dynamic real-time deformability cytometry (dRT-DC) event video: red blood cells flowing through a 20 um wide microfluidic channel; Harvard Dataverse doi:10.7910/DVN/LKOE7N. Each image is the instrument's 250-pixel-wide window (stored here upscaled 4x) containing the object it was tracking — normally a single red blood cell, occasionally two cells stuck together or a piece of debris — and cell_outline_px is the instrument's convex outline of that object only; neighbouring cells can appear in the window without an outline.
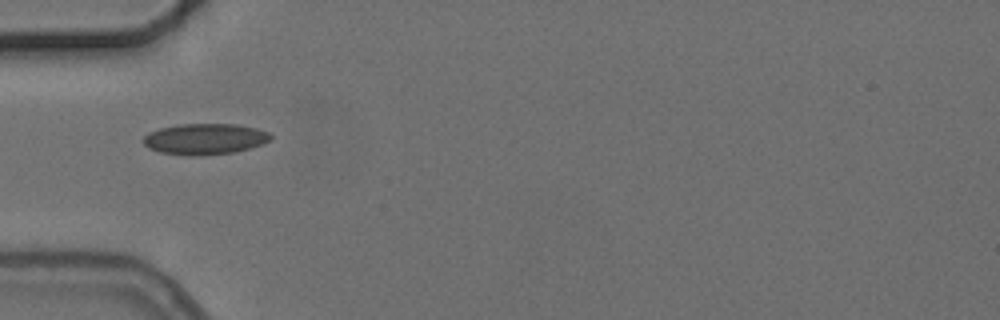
{"species": "common noctule bat (a hibernating species)", "species_latin": "Nyctalus noctula", "temperature_condition": "cold", "stored_images_in_passage": 1, "camera_frame_rate_fps": 3000, "um_per_image_px": 0.085, "animal": {"sex": "female", "body_mass_g": 24.6, "forearm_length_mm": 56.2}, "frame": {"image": 1, "passage_image": 1, "time_ms": 0.0, "image_size_px": [1000, 320], "cell_outline_px": [[272, 140], [264, 144], [236, 152], [196, 156], [188, 156], [160, 152], [148, 148], [144, 144], [144, 136], [148, 132], [160, 128], [180, 124], [236, 124], [256, 128], [272, 132]], "centroid_in_image_um": [17.46, 11.82], "position_along_channel_um": 67.5, "area_um2": 23.29}}